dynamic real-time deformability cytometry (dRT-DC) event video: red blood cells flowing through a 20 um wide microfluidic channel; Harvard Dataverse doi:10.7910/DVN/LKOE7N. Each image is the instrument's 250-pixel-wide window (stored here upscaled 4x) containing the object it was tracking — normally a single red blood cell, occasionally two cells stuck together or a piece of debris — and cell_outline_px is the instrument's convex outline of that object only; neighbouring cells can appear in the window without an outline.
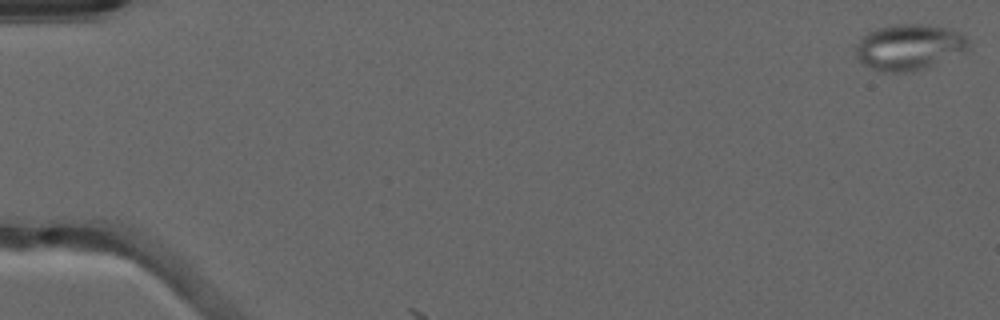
{"species": "common noctule bat (a hibernating species)", "species_latin": "Nyctalus noctula", "temperature_condition": "warm", "stored_images_in_passage": 4, "camera_frame_rate_fps": 3000, "um_per_image_px": 0.085, "animal": {"sex": "male", "forearm_length_mm": 52.5}, "frame": {"image": 1, "passage_image": 1, "time_ms": 0.0, "image_size_px": [1000, 320], "cell_outline_px": [[968, 48], [964, 52], [924, 68], [912, 72], [880, 72], [864, 64], [856, 56], [856, 44], [860, 36], [868, 32], [892, 24], [920, 24], [944, 28], [960, 32], [968, 40]], "centroid_in_image_um": [77.23, 4.01], "position_along_channel_um": 7.8, "area_um2": 29.94}}